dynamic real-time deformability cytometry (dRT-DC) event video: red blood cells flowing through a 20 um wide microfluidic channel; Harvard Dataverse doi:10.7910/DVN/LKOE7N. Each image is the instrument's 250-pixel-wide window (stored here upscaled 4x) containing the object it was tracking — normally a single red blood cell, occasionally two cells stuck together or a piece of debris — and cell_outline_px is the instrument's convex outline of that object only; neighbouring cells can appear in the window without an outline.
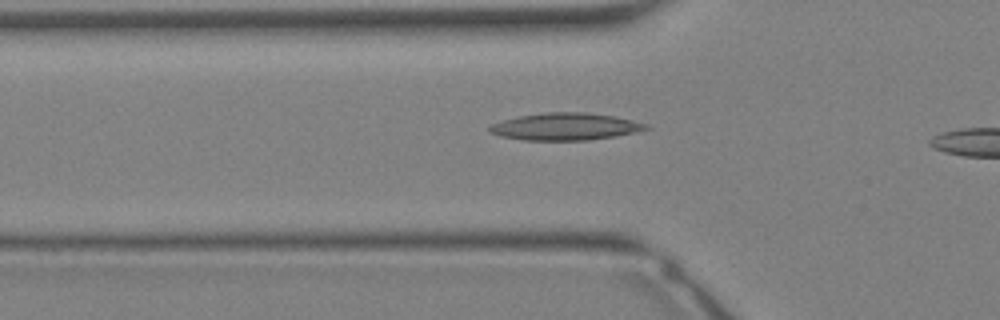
{"species": "Egyptian fruit bat (a non-hibernating species)", "species_latin": "Rousettus aegyptiacus", "temperature_condition": "warm", "stored_images_in_passage": 8, "camera_frame_rate_fps": 3000, "um_per_image_px": 0.085, "animal": {"sex": "female"}, "frame": {"image": 1, "passage_image": 4, "time_ms": 1.0, "image_size_px": [1000, 320], "cell_outline_px": [[652, 128], [636, 132], [616, 136], [588, 140], [524, 140], [500, 136], [488, 132], [488, 124], [500, 120], [520, 116], [548, 112], [584, 112], [612, 116], [632, 120], [648, 124]], "centroid_in_image_um": [48.02, 10.76], "position_along_channel_um": 77.8, "area_um2": 24.91}}
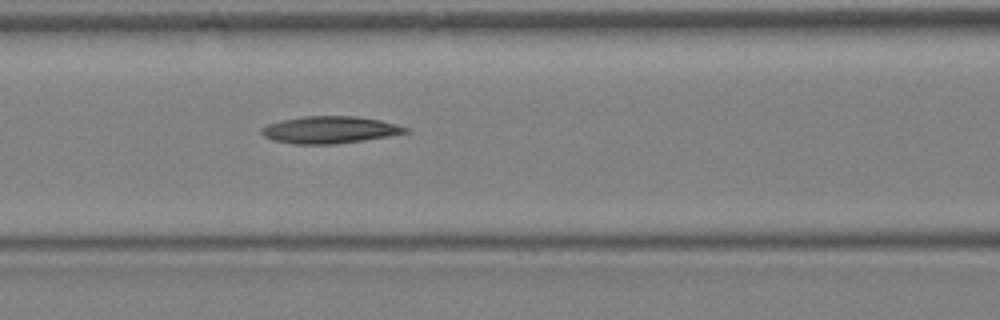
{"frame": {"image": 2, "passage_image": 7, "time_ms": 2.0, "image_size_px": [1000, 320], "cell_outline_px": [[412, 132], [364, 140], [336, 144], [296, 144], [272, 140], [264, 136], [260, 132], [260, 128], [268, 124], [280, 120], [300, 116], [356, 116], [380, 120], [396, 124], [408, 128]], "centroid_in_image_um": [28.02, 11.03], "position_along_channel_um": 138.6, "area_um2": 22.89}}